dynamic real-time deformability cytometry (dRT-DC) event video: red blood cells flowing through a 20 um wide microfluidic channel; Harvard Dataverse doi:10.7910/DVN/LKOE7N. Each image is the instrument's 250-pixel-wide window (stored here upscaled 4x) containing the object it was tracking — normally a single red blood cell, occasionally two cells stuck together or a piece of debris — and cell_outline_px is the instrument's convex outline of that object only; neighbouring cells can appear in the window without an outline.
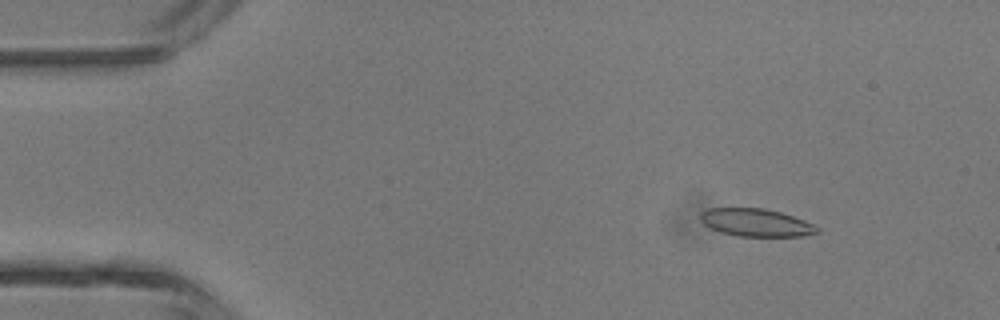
{"species": "common noctule bat (a hibernating species)", "species_latin": "Nyctalus noctula", "temperature_condition": "room temperature", "stored_images_in_passage": 46, "camera_frame_rate_fps": 3000, "um_per_image_px": 0.085, "animal": {"sex": "male", "body_mass_g": 13.3}, "frame": {"image": 1, "passage_image": 6, "time_ms": 1.667, "image_size_px": [1000, 320], "cell_outline_px": [[820, 232], [804, 236], [736, 236], [720, 232], [704, 224], [700, 220], [700, 212], [708, 208], [764, 208], [780, 212], [804, 220], [820, 228]], "centroid_in_image_um": [64.25, 18.92], "position_along_channel_um": 20.7, "area_um2": 18.9}}
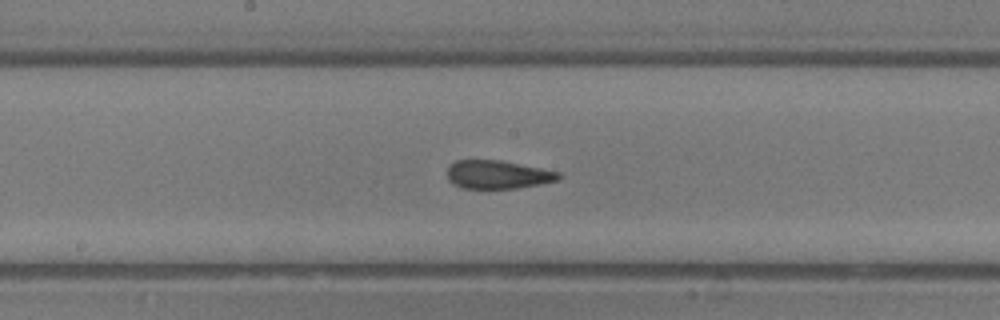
{"frame": {"image": 2, "passage_image": 24, "time_ms": 7.667, "image_size_px": [1000, 320], "cell_outline_px": [[560, 176], [556, 180], [540, 184], [516, 188], [464, 188], [448, 180], [448, 164], [456, 160], [500, 160], [560, 172]], "centroid_in_image_um": [42.28, 14.83], "position_along_channel_um": 205.9, "area_um2": 18.15}}
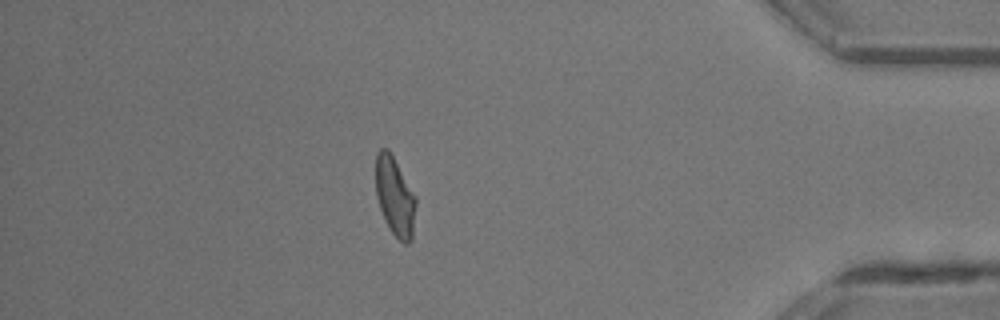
{"frame": {"image": 3, "passage_image": 40, "time_ms": 13.0, "image_size_px": [1000, 320], "cell_outline_px": [[416, 204], [412, 240], [408, 244], [404, 244], [392, 232], [384, 220], [376, 196], [376, 152], [380, 148], [388, 148], [416, 196]], "centroid_in_image_um": [33.57, 16.7], "position_along_channel_um": 401.6, "area_um2": 18.5}, "authors_computed_cell_mechanics": {"area_um2": 18.9295, "velocity_mm_per_s": 4.4995, "shape_relaxation_time_tau1_ms": 7.4206, "shape_relaxation_time_tau2_ms": 0.79, "deformation_change_tau1": 0.219, "deformation_change_tau2": 0.0724}}